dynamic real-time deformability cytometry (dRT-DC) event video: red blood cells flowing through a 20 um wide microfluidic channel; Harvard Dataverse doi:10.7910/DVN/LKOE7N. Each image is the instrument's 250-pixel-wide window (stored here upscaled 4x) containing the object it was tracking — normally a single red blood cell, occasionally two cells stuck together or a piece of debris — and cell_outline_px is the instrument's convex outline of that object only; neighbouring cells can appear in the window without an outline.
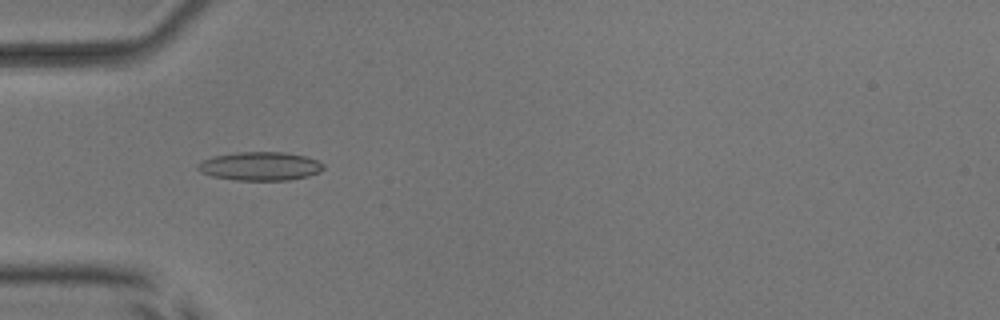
{"species": "common noctule bat (a hibernating species)", "species_latin": "Nyctalus noctula", "temperature_condition": "room temperature", "stored_images_in_passage": 50, "camera_frame_rate_fps": 3000, "um_per_image_px": 0.085, "animal": {"sex": "male", "body_mass_g": 17.9, "forearm_length_mm": 54.2}, "frame": {"image": 1, "passage_image": 13, "time_ms": 4.0, "image_size_px": [1000, 320], "cell_outline_px": [[324, 168], [320, 172], [308, 176], [288, 180], [236, 180], [212, 176], [200, 172], [196, 168], [196, 164], [200, 160], [212, 156], [236, 152], [284, 152], [304, 156], [316, 160], [324, 164]], "centroid_in_image_um": [22.06, 14.12], "position_along_channel_um": 62.9, "area_um2": 21.1}}
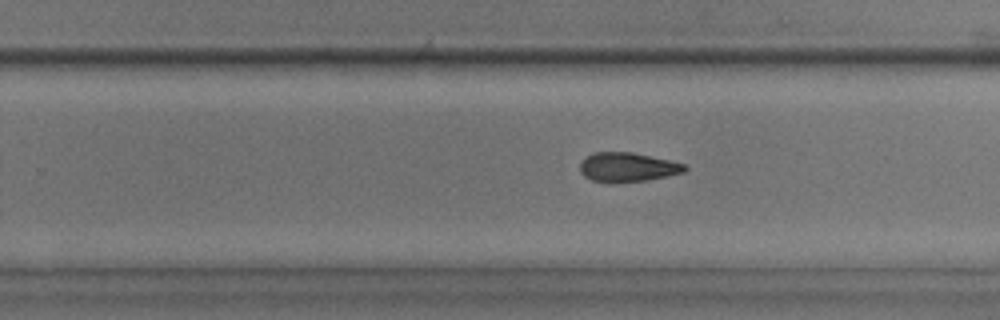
{"frame": {"image": 2, "passage_image": 30, "time_ms": 9.667, "image_size_px": [1000, 320], "cell_outline_px": [[688, 168], [684, 172], [668, 176], [644, 180], [612, 184], [592, 180], [584, 176], [580, 172], [580, 164], [584, 156], [592, 152], [632, 152], [668, 160], [684, 164]], "centroid_in_image_um": [53.28, 14.21], "position_along_channel_um": 276.5, "area_um2": 18.03}}
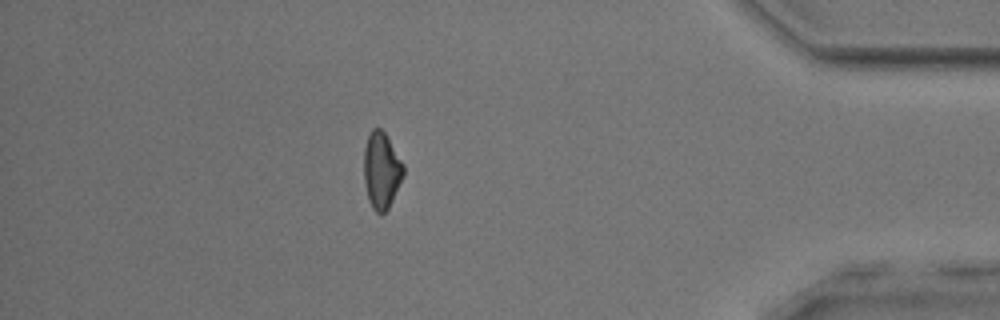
{"frame": {"image": 3, "passage_image": 43, "time_ms": 14.0, "image_size_px": [1000, 320], "cell_outline_px": [[404, 176], [388, 208], [384, 212], [376, 212], [372, 208], [368, 200], [364, 180], [364, 148], [368, 136], [372, 128], [380, 128], [384, 132], [404, 164]], "centroid_in_image_um": [32.42, 14.48], "position_along_channel_um": 402.8, "area_um2": 17.51}, "authors_computed_cell_mechanics": {"area_um2": 18.1203, "velocity_mm_per_s": 3.8259, "shape_relaxation_time_tau1_ms": 5.6907, "shape_relaxation_time_tau2_ms": 6.9542, "deformation_change_tau1": 0.1668, "deformation_change_tau2": 0.1727}}